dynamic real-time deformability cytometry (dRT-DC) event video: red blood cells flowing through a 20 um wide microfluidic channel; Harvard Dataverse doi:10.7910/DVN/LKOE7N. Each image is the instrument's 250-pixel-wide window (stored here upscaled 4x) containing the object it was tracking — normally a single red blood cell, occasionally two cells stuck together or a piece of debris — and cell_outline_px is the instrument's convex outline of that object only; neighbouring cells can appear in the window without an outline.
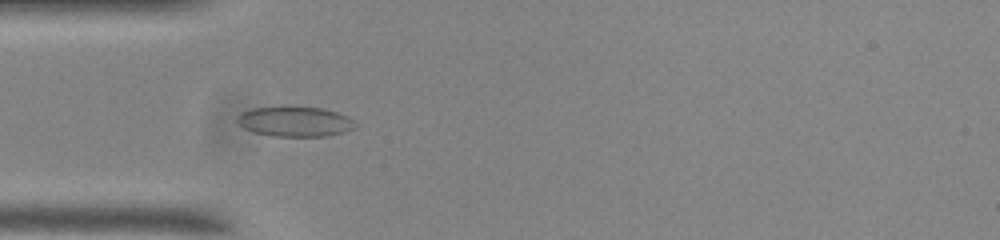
{"species": "common noctule bat (a hibernating species)", "species_latin": "Nyctalus noctula", "temperature_condition": "room temperature", "stored_images_in_passage": 42, "camera_frame_rate_fps": 3000, "um_per_image_px": 0.085, "animal": {"sex": "male", "body_mass_g": 20.0, "forearm_length_mm": 53.3}, "frame": {"image": 1, "passage_image": 12, "time_ms": 3.667, "image_size_px": [1000, 240], "cell_outline_px": [[356, 128], [324, 136], [272, 136], [256, 132], [244, 128], [236, 124], [236, 116], [252, 108], [320, 108], [336, 112], [352, 120], [356, 124]], "centroid_in_image_um": [25.02, 10.35], "position_along_channel_um": 60.0, "area_um2": 20.0}}
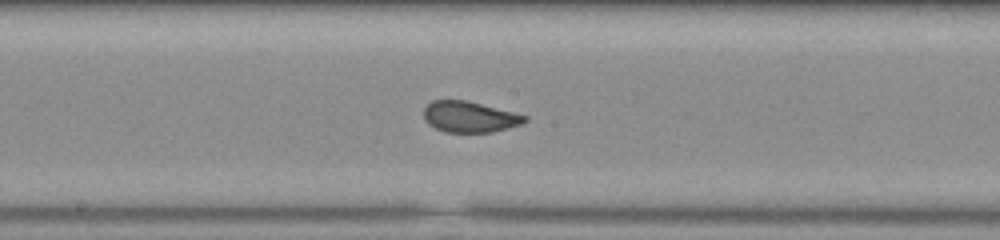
{"frame": {"image": 2, "passage_image": 24, "time_ms": 7.667, "image_size_px": [1000, 240], "cell_outline_px": [[528, 120], [520, 124], [508, 128], [492, 132], [444, 132], [428, 124], [424, 120], [424, 108], [432, 100], [468, 100], [528, 116]], "centroid_in_image_um": [39.9, 9.93], "position_along_channel_um": 208.3, "area_um2": 18.26}}
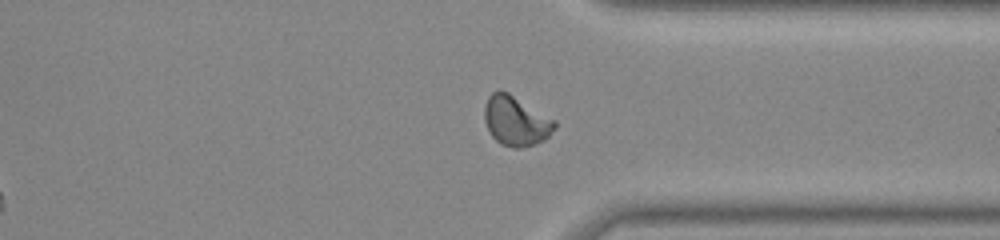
{"frame": {"image": 3, "passage_image": 37, "time_ms": 12.0, "image_size_px": [1000, 240], "cell_outline_px": [[556, 128], [544, 140], [536, 144], [520, 148], [512, 148], [500, 144], [492, 136], [484, 120], [484, 104], [488, 96], [492, 92], [500, 88], [508, 92], [556, 120]], "centroid_in_image_um": [43.84, 10.26], "position_along_channel_um": 367.6, "area_um2": 20.63}}